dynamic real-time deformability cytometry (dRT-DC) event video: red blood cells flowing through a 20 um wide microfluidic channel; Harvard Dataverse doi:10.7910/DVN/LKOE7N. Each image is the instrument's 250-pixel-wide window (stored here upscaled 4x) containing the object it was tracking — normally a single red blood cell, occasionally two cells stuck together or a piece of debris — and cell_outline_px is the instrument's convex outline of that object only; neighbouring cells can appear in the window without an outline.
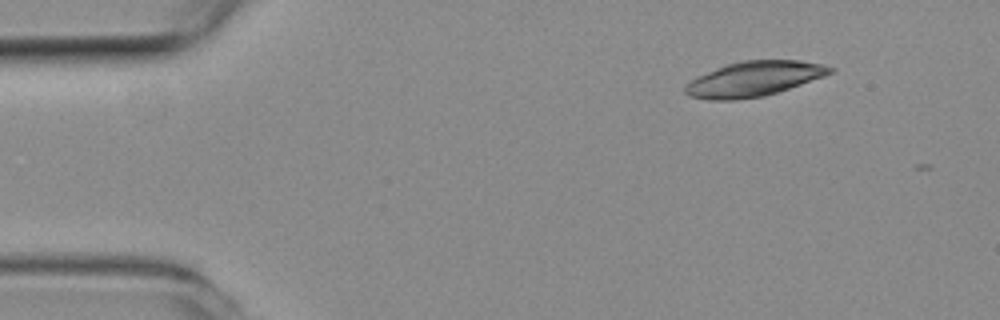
{"species": "common noctule bat (a hibernating species)", "species_latin": "Nyctalus noctula", "temperature_condition": "room temperature", "stored_images_in_passage": 6, "camera_frame_rate_fps": 3000, "um_per_image_px": 0.085, "animal": {"sex": "female", "body_mass_g": 19.3, "forearm_length_mm": 54.1}, "frame": {"image": 1, "passage_image": 1, "time_ms": 0.0, "image_size_px": [1000, 320], "cell_outline_px": [[836, 68], [832, 72], [824, 76], [764, 96], [732, 100], [708, 100], [688, 96], [684, 92], [684, 88], [692, 80], [716, 68], [740, 60], [800, 60], [820, 64]], "centroid_in_image_um": [64.08, 6.7], "position_along_channel_um": 20.9, "area_um2": 29.07}}